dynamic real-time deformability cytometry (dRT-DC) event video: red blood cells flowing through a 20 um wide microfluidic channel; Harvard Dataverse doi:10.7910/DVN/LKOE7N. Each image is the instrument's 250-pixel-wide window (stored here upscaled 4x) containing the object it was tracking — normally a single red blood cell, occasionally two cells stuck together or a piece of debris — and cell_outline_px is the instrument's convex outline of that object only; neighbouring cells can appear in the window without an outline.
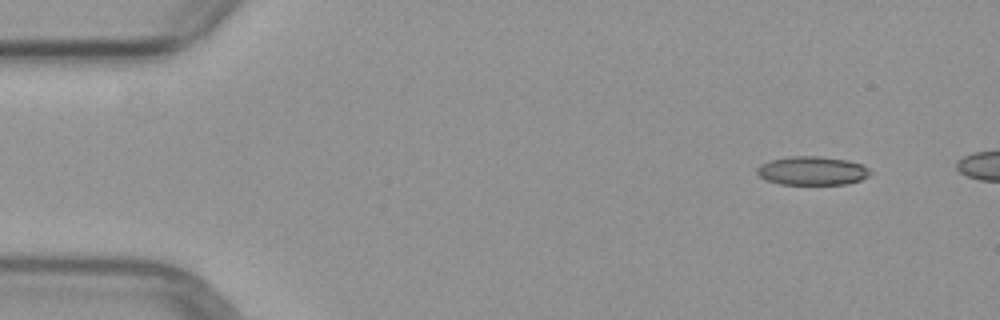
{"species": "common noctule bat (a hibernating species)", "species_latin": "Nyctalus noctula", "temperature_condition": "warm", "stored_images_in_passage": 4, "camera_frame_rate_fps": 3000, "um_per_image_px": 0.085, "animal": {"sex": "female", "body_mass_g": 29.2, "forearm_length_mm": 56.3}, "frame": {"image": 1, "passage_image": 1, "time_ms": 0.0, "image_size_px": [1000, 320], "cell_outline_px": [[872, 172], [868, 176], [860, 180], [844, 184], [780, 184], [764, 180], [756, 172], [756, 168], [760, 164], [772, 160], [792, 156], [816, 156], [848, 160], [864, 164]], "centroid_in_image_um": [69.04, 14.51], "position_along_channel_um": 16.0, "area_um2": 18.96}}